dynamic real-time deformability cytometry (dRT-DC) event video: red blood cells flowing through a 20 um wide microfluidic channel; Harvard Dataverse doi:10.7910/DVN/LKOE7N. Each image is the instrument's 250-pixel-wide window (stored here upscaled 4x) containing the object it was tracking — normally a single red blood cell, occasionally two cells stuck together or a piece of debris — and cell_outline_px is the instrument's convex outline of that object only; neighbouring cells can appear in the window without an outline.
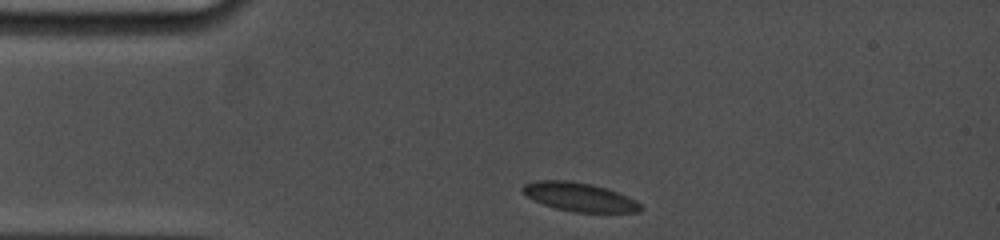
{"species": "common noctule bat (a hibernating species)", "species_latin": "Nyctalus noctula", "temperature_condition": "cold", "stored_images_in_passage": 11, "camera_frame_rate_fps": 5000, "um_per_image_px": 0.085, "animal": {"sex": "female", "body_mass_g": 19.0, "forearm_length_mm": 53.3}, "frame": {"image": 1, "passage_image": 1, "time_ms": 0.0, "image_size_px": [1000, 240], "cell_outline_px": [[644, 208], [640, 212], [572, 212], [556, 208], [544, 204], [528, 196], [520, 188], [524, 184], [536, 180], [568, 180], [592, 184], [628, 196], [636, 200]], "centroid_in_image_um": [49.27, 16.74], "position_along_channel_um": 35.7, "area_um2": 19.59}}
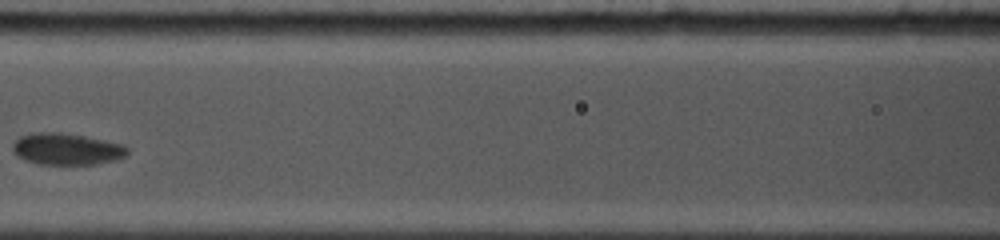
{"frame": {"image": 2, "passage_image": 7, "time_ms": 4.4, "image_size_px": [1000, 240], "cell_outline_px": [[128, 152], [124, 156], [116, 160], [96, 164], [40, 164], [28, 160], [12, 152], [12, 144], [20, 136], [32, 132], [60, 132], [104, 140], [124, 144], [128, 148]], "centroid_in_image_um": [5.67, 12.66], "position_along_channel_um": 160.9, "area_um2": 21.04}}
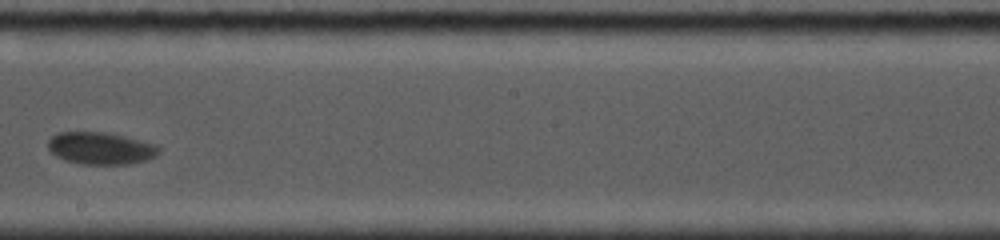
{"frame": {"image": 3, "passage_image": 10, "time_ms": 6.6, "image_size_px": [1000, 240], "cell_outline_px": [[160, 152], [156, 156], [144, 160], [128, 164], [80, 164], [64, 160], [56, 156], [48, 148], [48, 140], [52, 136], [60, 132], [108, 132], [156, 144], [160, 148]], "centroid_in_image_um": [8.55, 12.6], "position_along_channel_um": 239.6, "area_um2": 20.81}}